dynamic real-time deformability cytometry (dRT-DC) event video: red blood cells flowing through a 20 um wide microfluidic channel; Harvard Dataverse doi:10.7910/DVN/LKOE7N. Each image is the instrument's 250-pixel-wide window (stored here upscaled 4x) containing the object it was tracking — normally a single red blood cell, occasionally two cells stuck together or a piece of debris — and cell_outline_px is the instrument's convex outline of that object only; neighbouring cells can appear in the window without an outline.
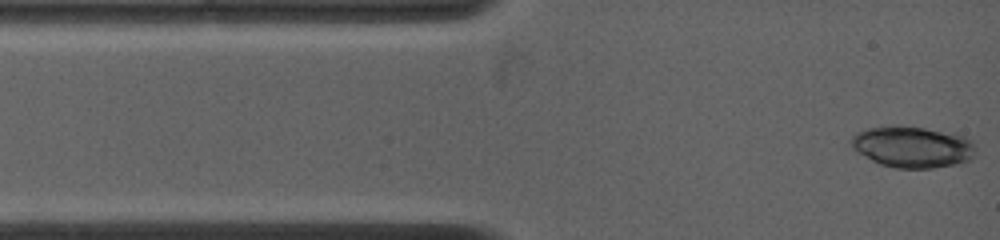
{"species": "common noctule bat (a hibernating species)", "species_latin": "Nyctalus noctula", "temperature_condition": "warm", "stored_images_in_passage": 39, "camera_frame_rate_fps": 4500, "um_per_image_px": 0.085, "animal": {"sex": "female", "body_mass_g": 19.0, "forearm_length_mm": 53.3}, "frame": {"image": 1, "passage_image": 1, "time_ms": 0.0, "image_size_px": [1000, 240], "cell_outline_px": [[976, 152], [968, 160], [952, 164], [932, 168], [896, 168], [880, 164], [872, 160], [852, 148], [848, 140], [856, 132], [868, 128], [924, 128], [964, 136], [972, 140], [976, 148]], "centroid_in_image_um": [77.55, 12.51], "position_along_channel_um": 7.4, "area_um2": 29.19}}
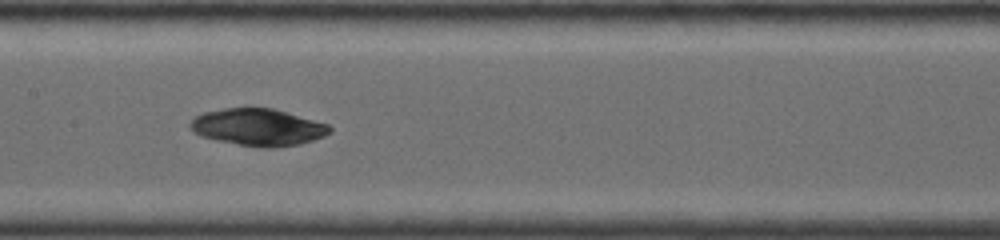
{"frame": {"image": 2, "passage_image": 17, "time_ms": 5.778, "image_size_px": [1000, 240], "cell_outline_px": [[332, 132], [324, 136], [300, 144], [276, 148], [260, 148], [216, 140], [200, 136], [188, 124], [196, 116], [204, 112], [224, 108], [272, 108], [328, 124], [332, 128]], "centroid_in_image_um": [21.95, 10.82], "position_along_channel_um": 185.4, "area_um2": 30.0}}
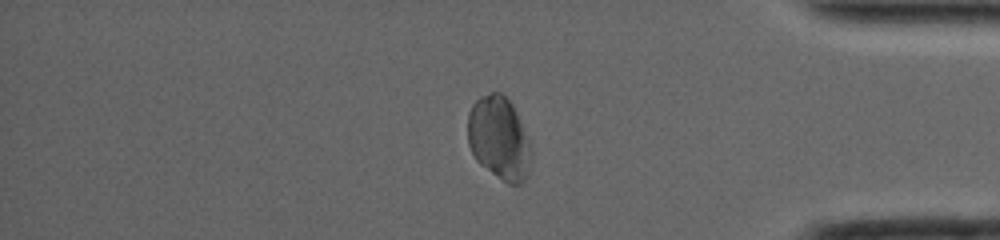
{"frame": {"image": 3, "passage_image": 33, "time_ms": 11.778, "image_size_px": [1000, 240], "cell_outline_px": [[532, 160], [528, 176], [520, 184], [508, 184], [496, 176], [480, 164], [476, 160], [468, 144], [468, 112], [472, 104], [480, 96], [492, 92], [500, 92], [512, 104], [532, 148]], "centroid_in_image_um": [42.43, 11.77], "position_along_channel_um": 392.8, "area_um2": 30.87}}